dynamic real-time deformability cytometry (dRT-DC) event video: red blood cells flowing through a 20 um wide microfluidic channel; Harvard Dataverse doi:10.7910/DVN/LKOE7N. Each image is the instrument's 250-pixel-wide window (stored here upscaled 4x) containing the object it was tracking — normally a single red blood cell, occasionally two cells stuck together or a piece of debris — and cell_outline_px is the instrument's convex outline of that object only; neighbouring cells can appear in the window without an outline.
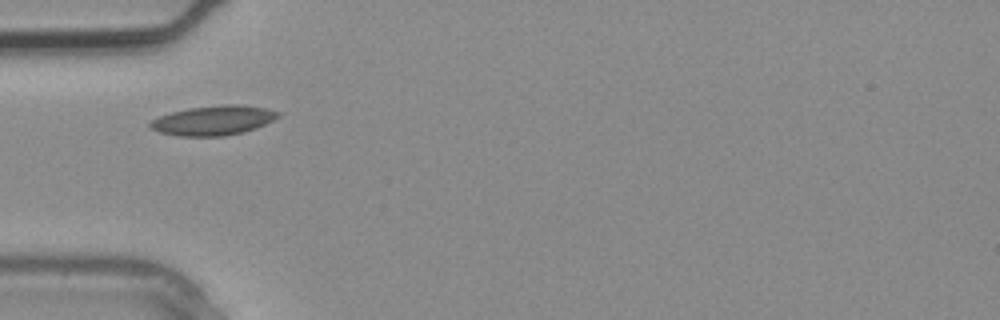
{"species": "common noctule bat (a hibernating species)", "species_latin": "Nyctalus noctula", "temperature_condition": "warm", "stored_images_in_passage": 2, "camera_frame_rate_fps": 3000, "um_per_image_px": 0.085, "animal": {"sex": "male", "body_mass_g": 20.4}, "frame": {"image": 1, "passage_image": 2, "time_ms": 0.333, "image_size_px": [1000, 320], "cell_outline_px": [[284, 112], [280, 116], [256, 128], [244, 132], [224, 136], [176, 136], [160, 132], [148, 128], [148, 124], [152, 120], [160, 116], [172, 112], [188, 108], [224, 104], [240, 104], [264, 108]], "centroid_in_image_um": [18.14, 10.23], "position_along_channel_um": 66.9, "area_um2": 22.2}}